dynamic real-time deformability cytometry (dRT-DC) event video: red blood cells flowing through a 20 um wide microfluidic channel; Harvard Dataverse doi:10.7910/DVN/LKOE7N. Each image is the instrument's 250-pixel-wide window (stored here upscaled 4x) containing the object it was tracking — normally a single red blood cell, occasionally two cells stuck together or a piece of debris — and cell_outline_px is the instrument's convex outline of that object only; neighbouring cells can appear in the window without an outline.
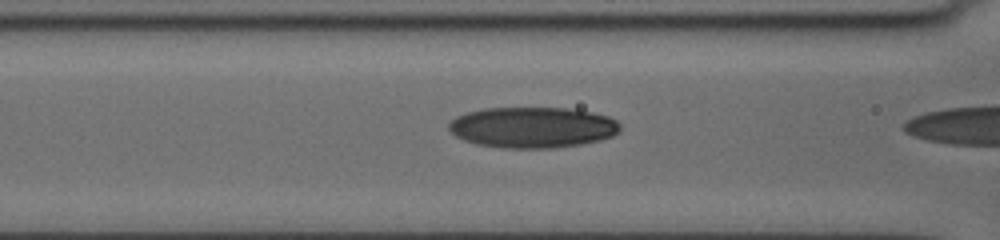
{"species": "human", "species_latin": "Homo sapiens", "temperature_condition": "cold", "stored_images_in_passage": 26, "camera_frame_rate_fps": 3000, "um_per_image_px": 0.085, "donor": {"sex": "female"}, "frame": {"image": 1, "passage_image": 25, "time_ms": 8.0, "image_size_px": [1000, 240], "cell_outline_px": [[620, 132], [612, 136], [600, 140], [580, 144], [556, 148], [500, 148], [476, 144], [464, 140], [456, 136], [448, 128], [448, 124], [456, 116], [468, 112], [484, 108], [568, 108], [592, 112], [608, 116], [616, 120], [620, 124]], "centroid_in_image_um": [45.27, 10.83], "position_along_channel_um": 121.3, "area_um2": 40.98}}